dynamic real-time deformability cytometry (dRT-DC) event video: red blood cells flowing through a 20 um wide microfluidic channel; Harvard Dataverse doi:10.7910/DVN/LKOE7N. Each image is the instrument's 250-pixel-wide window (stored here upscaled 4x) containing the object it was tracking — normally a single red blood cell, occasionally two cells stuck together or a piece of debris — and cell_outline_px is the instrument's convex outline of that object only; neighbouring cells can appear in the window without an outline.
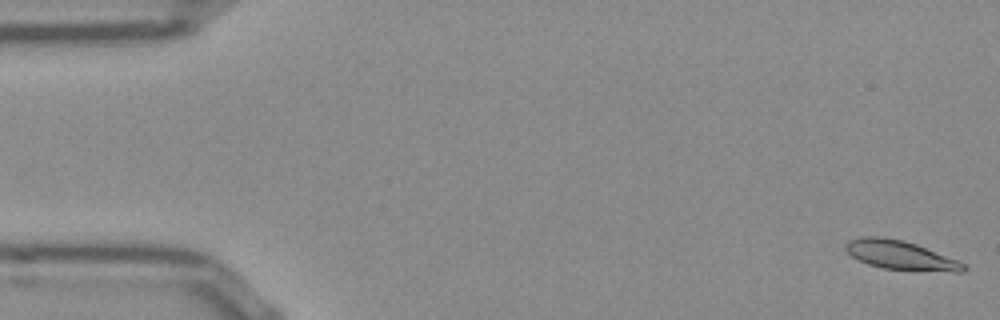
{"species": "Egyptian fruit bat (a non-hibernating species)", "species_latin": "Rousettus aegyptiacus", "temperature_condition": "room temperature", "stored_images_in_passage": 53, "camera_frame_rate_fps": 3000, "um_per_image_px": 0.085, "frame": {"image": 1, "passage_image": 1, "time_ms": 0.0, "image_size_px": [1000, 320], "cell_outline_px": [[968, 268], [964, 272], [952, 272], [884, 268], [868, 264], [852, 256], [844, 248], [844, 244], [848, 240], [860, 236], [884, 236], [904, 240], [916, 244], [956, 260], [964, 264]], "centroid_in_image_um": [76.5, 21.67], "position_along_channel_um": 8.5, "area_um2": 19.83}}
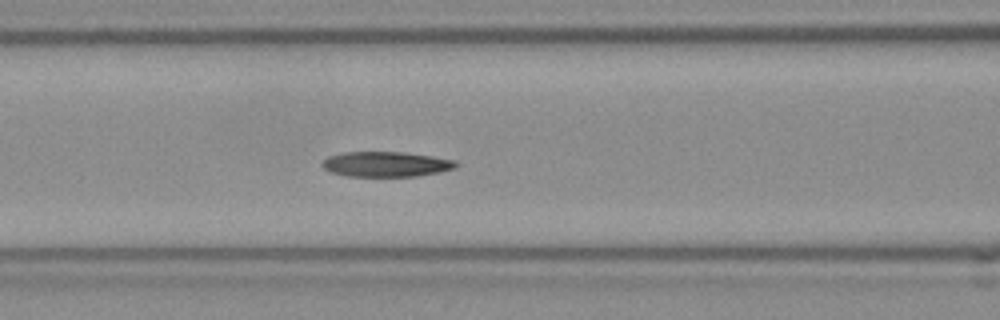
{"frame": {"image": 2, "passage_image": 21, "time_ms": 6.667, "image_size_px": [1000, 320], "cell_outline_px": [[460, 164], [456, 168], [440, 172], [416, 176], [348, 176], [332, 172], [324, 168], [320, 164], [328, 156], [344, 152], [404, 152], [432, 156], [456, 160]], "centroid_in_image_um": [32.86, 13.95], "position_along_channel_um": 133.7, "area_um2": 19.65}}
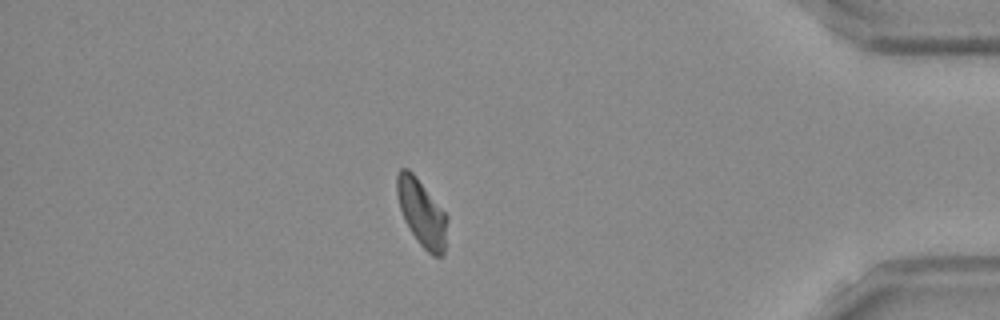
{"frame": {"image": 3, "passage_image": 45, "time_ms": 14.667, "image_size_px": [1000, 320], "cell_outline_px": [[448, 216], [444, 256], [432, 256], [420, 244], [404, 220], [400, 208], [396, 192], [396, 176], [400, 168], [408, 168], [416, 176]], "centroid_in_image_um": [35.85, 18.09], "position_along_channel_um": 399.4, "area_um2": 19.54}, "authors_computed_cell_mechanics": {"area_um2": 19.7098, "velocity_mm_per_s": 3.8529, "shape_relaxation_time_tau1_ms": 7.7723, "shape_relaxation_time_tau2_ms": 3.0592, "deformation_change_tau1": 0.1695, "deformation_change_tau2": 0.0818}}